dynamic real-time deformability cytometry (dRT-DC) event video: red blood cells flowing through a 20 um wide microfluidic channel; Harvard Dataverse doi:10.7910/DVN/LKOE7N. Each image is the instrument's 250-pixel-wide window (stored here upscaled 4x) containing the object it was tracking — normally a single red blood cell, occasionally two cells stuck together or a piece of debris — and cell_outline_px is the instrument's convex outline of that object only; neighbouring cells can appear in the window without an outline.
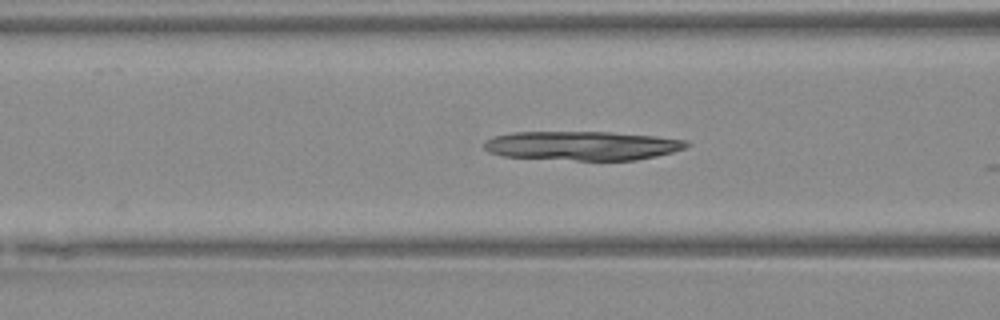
{"species": "Egyptian fruit bat (a non-hibernating species)", "species_latin": "Rousettus aegyptiacus", "temperature_condition": "warm", "stored_images_in_passage": 9, "camera_frame_rate_fps": 3000, "um_per_image_px": 0.085, "animal": {"sex": "female"}, "frame": {"image": 1, "passage_image": 5, "time_ms": 1.333, "image_size_px": [1000, 320], "cell_outline_px": [[692, 144], [684, 148], [672, 152], [656, 156], [636, 160], [576, 160], [504, 156], [488, 152], [484, 148], [484, 144], [488, 140], [496, 136], [512, 132], [608, 132], [656, 136], [688, 140]], "centroid_in_image_um": [49.54, 12.38], "position_along_channel_um": 117.1, "area_um2": 34.16}}
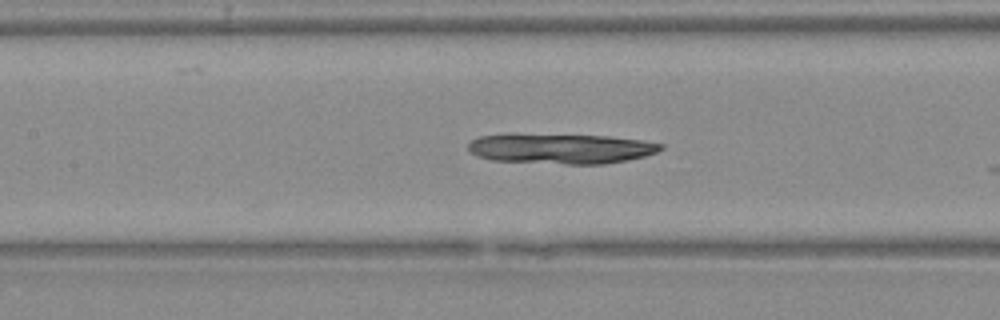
{"frame": {"image": 2, "passage_image": 8, "time_ms": 2.333, "image_size_px": [1000, 320], "cell_outline_px": [[664, 148], [656, 152], [644, 156], [628, 160], [604, 164], [564, 164], [492, 160], [476, 156], [468, 148], [468, 144], [472, 140], [480, 136], [508, 132], [512, 132], [608, 136], [640, 140], [664, 144]], "centroid_in_image_um": [47.62, 12.6], "position_along_channel_um": 159.8, "area_um2": 34.62}}